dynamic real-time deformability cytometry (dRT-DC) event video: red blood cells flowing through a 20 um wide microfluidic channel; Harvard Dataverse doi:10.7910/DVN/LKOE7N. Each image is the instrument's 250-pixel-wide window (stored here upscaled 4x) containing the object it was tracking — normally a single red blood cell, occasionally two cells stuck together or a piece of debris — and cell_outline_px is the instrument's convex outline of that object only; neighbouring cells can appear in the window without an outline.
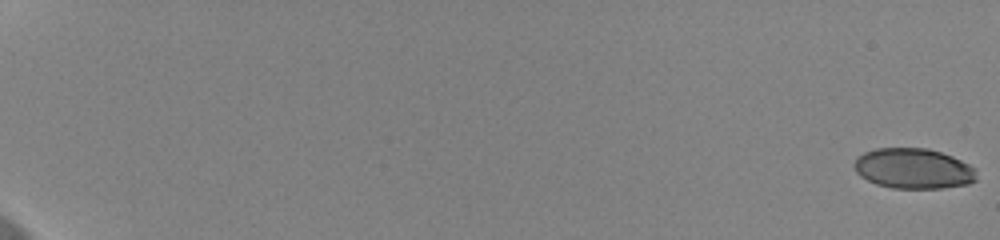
{"species": "human", "species_latin": "Homo sapiens", "temperature_condition": "cold", "stored_images_in_passage": 57, "camera_frame_rate_fps": 3000, "um_per_image_px": 0.085, "donor": {"sex": "female"}, "frame": {"image": 1, "passage_image": 1, "time_ms": 0.0, "image_size_px": [1000, 240], "cell_outline_px": [[976, 180], [968, 184], [944, 188], [892, 188], [876, 184], [860, 176], [856, 172], [852, 164], [864, 152], [876, 148], [928, 148], [952, 156], [976, 168]], "centroid_in_image_um": [77.64, 14.33], "position_along_channel_um": 7.4, "area_um2": 28.84}}
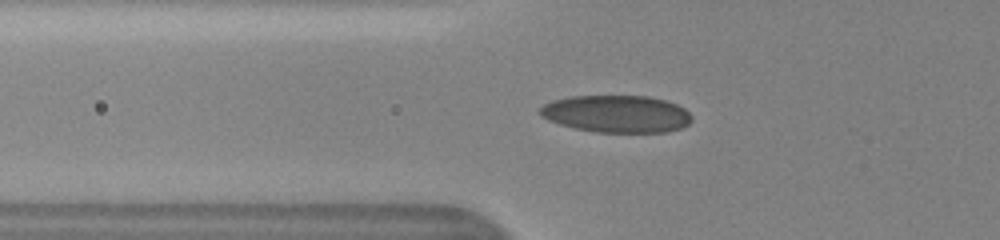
{"frame": {"image": 2, "passage_image": 25, "time_ms": 8.0, "image_size_px": [1000, 240], "cell_outline_px": [[692, 120], [688, 124], [680, 128], [668, 132], [596, 132], [576, 128], [560, 124], [548, 120], [540, 116], [540, 108], [544, 104], [552, 100], [568, 96], [648, 96], [664, 100], [676, 104], [684, 108], [692, 116]], "centroid_in_image_um": [52.4, 9.67], "position_along_channel_um": 73.4, "area_um2": 32.95}}
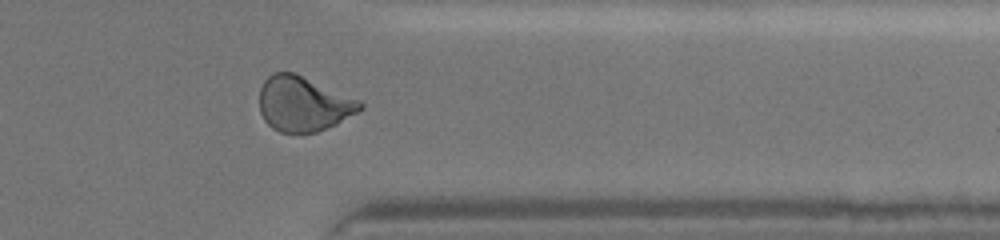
{"frame": {"image": 3, "passage_image": 51, "time_ms": 16.667, "image_size_px": [1000, 240], "cell_outline_px": [[364, 108], [336, 124], [316, 132], [304, 136], [280, 132], [272, 128], [264, 120], [260, 112], [260, 88], [264, 80], [272, 72], [292, 72], [360, 100], [364, 104]], "centroid_in_image_um": [25.76, 8.87], "position_along_channel_um": 385.6, "area_um2": 32.43}}